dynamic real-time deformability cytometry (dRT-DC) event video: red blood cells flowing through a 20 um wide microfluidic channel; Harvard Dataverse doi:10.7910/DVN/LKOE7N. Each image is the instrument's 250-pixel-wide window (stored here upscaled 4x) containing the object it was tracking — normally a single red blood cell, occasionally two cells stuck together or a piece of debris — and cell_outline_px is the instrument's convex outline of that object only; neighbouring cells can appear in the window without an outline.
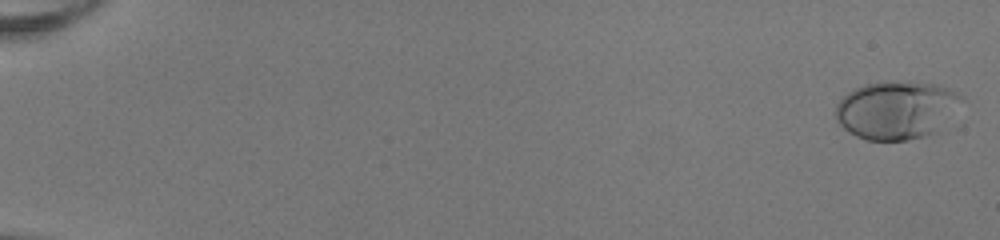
{"species": "human", "species_latin": "Homo sapiens", "temperature_condition": "room temperature", "stored_images_in_passage": 53, "camera_frame_rate_fps": 3000, "um_per_image_px": 0.085, "donor": {"sex": "female"}, "frame": {"image": 1, "passage_image": 2, "time_ms": 0.333, "image_size_px": [1000, 240], "cell_outline_px": [[964, 100], [936, 132], [924, 136], [908, 140], [868, 140], [856, 136], [848, 132], [836, 120], [836, 104], [848, 92], [864, 84], [912, 80], [940, 84], [964, 96]], "centroid_in_image_um": [76.22, 9.33], "position_along_channel_um": 8.8, "area_um2": 42.83}}
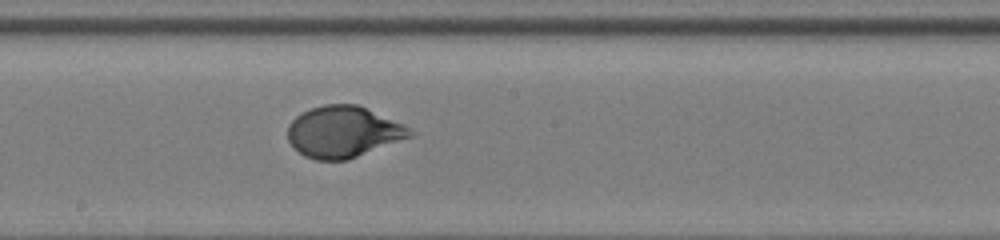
{"frame": {"image": 2, "passage_image": 32, "time_ms": 10.333, "image_size_px": [1000, 240], "cell_outline_px": [[420, 132], [412, 136], [348, 160], [316, 160], [304, 156], [288, 140], [288, 124], [296, 116], [312, 108], [324, 104], [356, 104], [404, 124]], "centroid_in_image_um": [29.22, 11.21], "position_along_channel_um": 219.0, "area_um2": 36.53}}
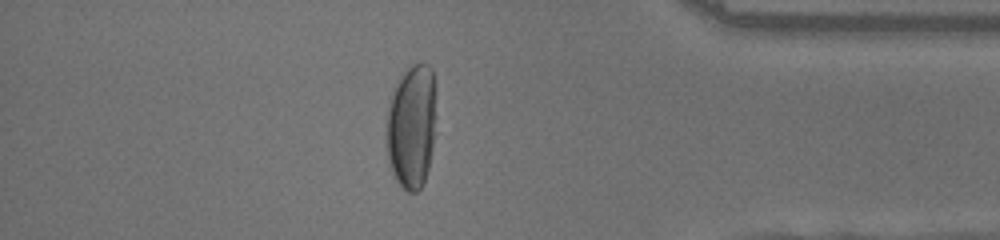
{"frame": {"image": 3, "passage_image": 47, "time_ms": 15.333, "image_size_px": [1000, 240], "cell_outline_px": [[436, 132], [428, 168], [424, 180], [420, 188], [416, 192], [408, 192], [396, 180], [392, 172], [388, 160], [384, 120], [388, 100], [396, 80], [412, 64], [428, 64], [432, 68]], "centroid_in_image_um": [34.94, 10.73], "position_along_channel_um": 400.3, "area_um2": 36.76}, "authors_computed_cell_mechanics": {"area_um2": 36.992, "velocity_mm_per_s": 4.0496, "shape_relaxation_time_tau1_ms": 4.1963, "shape_relaxation_time_tau2_ms": null, "deformation_change_tau1": 0.2157, "deformation_change_tau2": null}}